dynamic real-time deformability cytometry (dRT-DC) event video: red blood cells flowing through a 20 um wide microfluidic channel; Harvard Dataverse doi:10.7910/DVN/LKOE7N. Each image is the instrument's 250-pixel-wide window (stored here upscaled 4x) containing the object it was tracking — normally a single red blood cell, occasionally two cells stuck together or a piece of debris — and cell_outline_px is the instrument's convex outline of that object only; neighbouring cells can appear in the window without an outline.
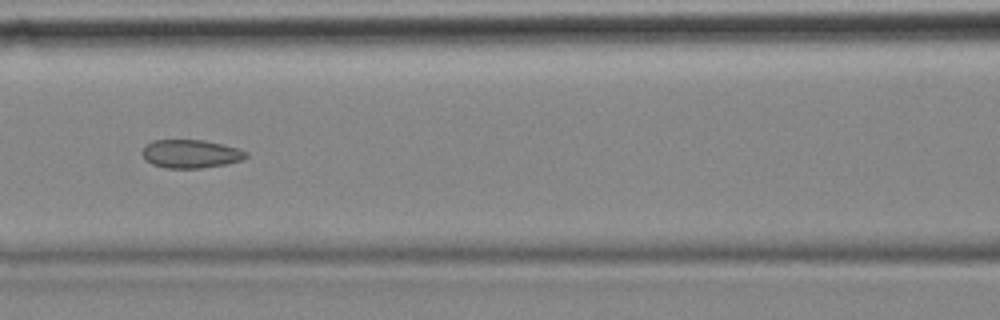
{"species": "common noctule bat (a hibernating species)", "species_latin": "Nyctalus noctula", "temperature_condition": "cold", "stored_images_in_passage": 6, "camera_frame_rate_fps": 3000, "um_per_image_px": 0.085, "animal": {"sex": "female", "body_mass_g": 18.4}, "frame": {"image": 1, "passage_image": 4, "time_ms": 1.0, "image_size_px": [1000, 320], "cell_outline_px": [[248, 156], [244, 160], [228, 164], [200, 168], [164, 168], [152, 164], [144, 160], [140, 152], [152, 140], [204, 140], [240, 148], [248, 152]], "centroid_in_image_um": [16.23, 13.08], "position_along_channel_um": 150.4, "area_um2": 17.46}}
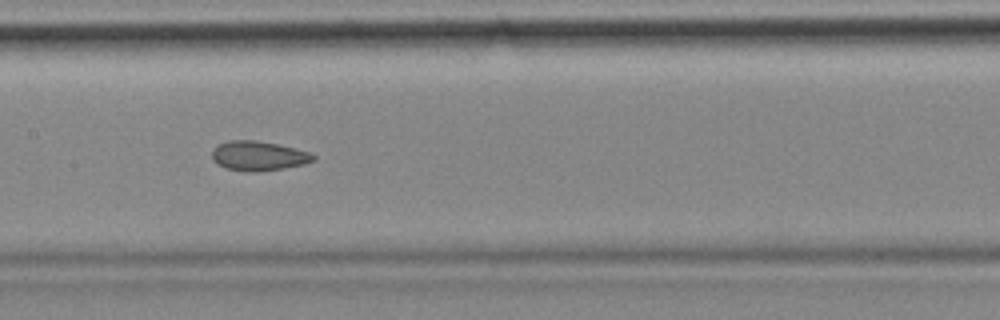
{"frame": {"image": 2, "passage_image": 5, "time_ms": 1.333, "image_size_px": [1000, 320], "cell_outline_px": [[316, 160], [304, 164], [280, 168], [252, 172], [224, 168], [216, 164], [212, 160], [212, 152], [220, 144], [228, 140], [256, 140], [276, 144], [312, 152], [316, 156]], "centroid_in_image_um": [21.98, 13.24], "position_along_channel_um": 185.4, "area_um2": 17.34}}
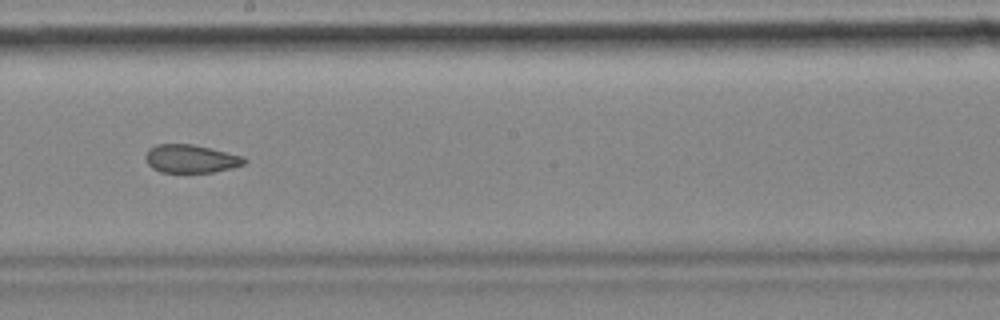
{"frame": {"image": 3, "passage_image": 6, "time_ms": 1.667, "image_size_px": [1000, 320], "cell_outline_px": [[248, 160], [244, 164], [232, 168], [212, 172], [160, 172], [152, 168], [148, 164], [144, 156], [148, 148], [156, 144], [192, 144], [244, 156]], "centroid_in_image_um": [16.2, 13.49], "position_along_channel_um": 232.0, "area_um2": 16.3}}